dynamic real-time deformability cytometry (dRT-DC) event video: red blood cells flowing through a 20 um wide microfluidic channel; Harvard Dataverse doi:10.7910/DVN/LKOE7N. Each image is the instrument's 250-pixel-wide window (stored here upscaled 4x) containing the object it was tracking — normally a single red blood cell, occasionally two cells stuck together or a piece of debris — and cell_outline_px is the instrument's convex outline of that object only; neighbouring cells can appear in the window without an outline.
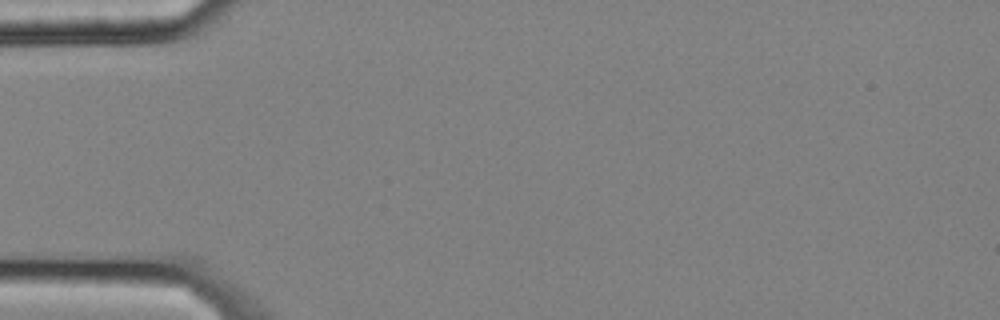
{"species": "common noctule bat (a hibernating species)", "species_latin": "Nyctalus noctula", "temperature_condition": "cold", "stored_images_in_passage": 2, "camera_frame_rate_fps": 3000, "um_per_image_px": 0.085, "animal": {"sex": "male", "body_mass_g": 20.4}, "frame": {"image": 1, "passage_image": 1, "time_ms": 0.0, "image_size_px": [1000, 320], "cell_outline_px": [[180, 288], [172, 288], [80, 284], [12, 280], [12, 276], [16, 272], [84, 272], [164, 276], [180, 280]], "centroid_in_image_um": [8.43, 23.72], "position_along_channel_um": 76.6, "area_um2": 13.24}}